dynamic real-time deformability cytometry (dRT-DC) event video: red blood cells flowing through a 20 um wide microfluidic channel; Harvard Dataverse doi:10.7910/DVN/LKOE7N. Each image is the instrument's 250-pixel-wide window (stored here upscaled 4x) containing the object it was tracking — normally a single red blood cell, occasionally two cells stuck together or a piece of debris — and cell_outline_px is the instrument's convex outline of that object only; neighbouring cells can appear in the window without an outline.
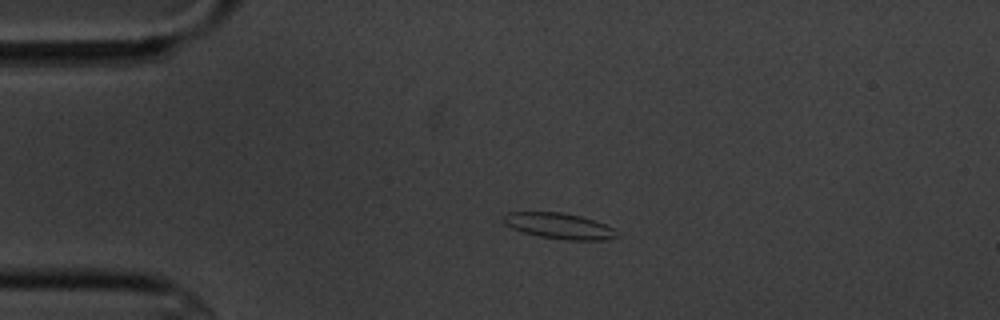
{"species": "common noctule bat (a hibernating species)", "species_latin": "Nyctalus noctula", "temperature_condition": "cold", "stored_images_in_passage": 4, "camera_frame_rate_fps": 3000, "um_per_image_px": 0.085, "animal": {"sex": "male", "body_mass_g": 20.1, "forearm_length_mm": 53.5}, "frame": {"image": 1, "passage_image": 3, "time_ms": 2.333, "image_size_px": [1000, 320], "cell_outline_px": [[616, 236], [604, 240], [564, 240], [540, 236], [524, 232], [512, 228], [504, 224], [500, 216], [508, 212], [564, 212], [580, 216], [604, 224], [612, 228], [616, 232]], "centroid_in_image_um": [47.45, 19.19], "position_along_channel_um": 37.6, "area_um2": 16.94}}